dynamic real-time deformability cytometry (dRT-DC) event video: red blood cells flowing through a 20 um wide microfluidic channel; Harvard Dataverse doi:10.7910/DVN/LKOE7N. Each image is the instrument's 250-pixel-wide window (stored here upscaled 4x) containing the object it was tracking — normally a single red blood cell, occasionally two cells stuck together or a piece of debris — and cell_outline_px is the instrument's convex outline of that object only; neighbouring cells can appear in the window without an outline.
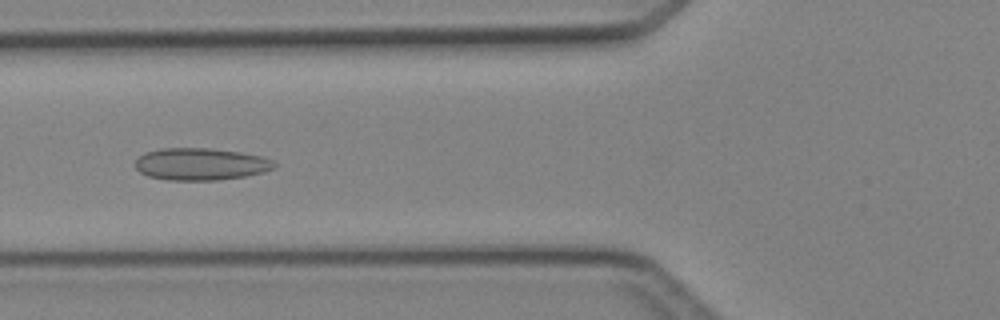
{"species": "Egyptian fruit bat (a non-hibernating species)", "species_latin": "Rousettus aegyptiacus", "temperature_condition": "cold", "stored_images_in_passage": 5, "camera_frame_rate_fps": 3000, "um_per_image_px": 0.085, "animal": {"sex": "female"}, "frame": {"image": 1, "passage_image": 5, "time_ms": 4.667, "image_size_px": [1000, 320], "cell_outline_px": [[276, 168], [264, 172], [244, 176], [216, 180], [168, 180], [148, 176], [140, 172], [136, 168], [136, 160], [144, 152], [160, 148], [212, 148], [240, 152], [260, 156], [272, 160], [276, 164]], "centroid_in_image_um": [17.06, 13.94], "position_along_channel_um": 108.7, "area_um2": 26.07}}